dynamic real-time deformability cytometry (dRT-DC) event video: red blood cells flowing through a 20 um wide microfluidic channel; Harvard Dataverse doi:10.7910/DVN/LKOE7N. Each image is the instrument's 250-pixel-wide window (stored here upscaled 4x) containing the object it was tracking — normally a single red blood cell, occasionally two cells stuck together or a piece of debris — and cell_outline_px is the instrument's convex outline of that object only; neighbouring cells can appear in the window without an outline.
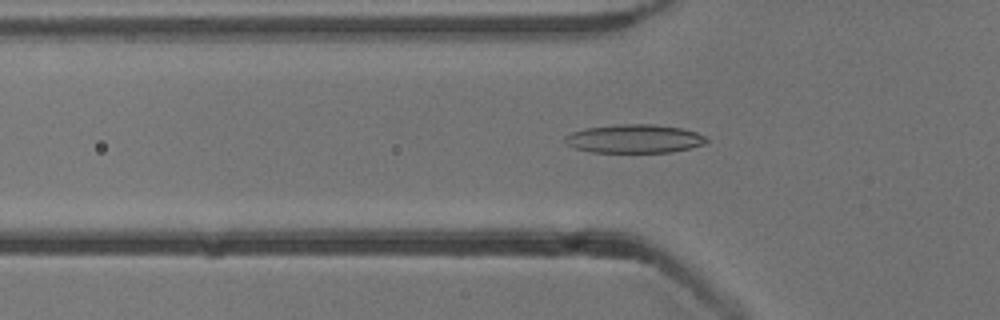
{"species": "common noctule bat (a hibernating species)", "species_latin": "Nyctalus noctula", "temperature_condition": "cold", "stored_images_in_passage": 39, "camera_frame_rate_fps": 3000, "um_per_image_px": 0.085, "animal": {"sex": "male", "body_mass_g": 13.3}, "frame": {"image": 1, "passage_image": 2, "time_ms": 0.333, "image_size_px": [1000, 320], "cell_outline_px": [[708, 140], [704, 144], [672, 152], [592, 152], [576, 148], [568, 144], [564, 140], [564, 136], [572, 132], [584, 128], [620, 124], [652, 124], [684, 128], [708, 136]], "centroid_in_image_um": [53.95, 11.78], "position_along_channel_um": 71.8, "area_um2": 23.58}}
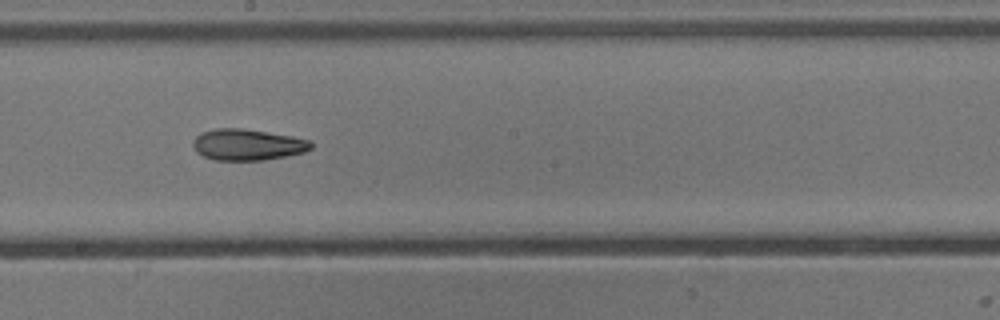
{"frame": {"image": 2, "passage_image": 14, "time_ms": 4.333, "image_size_px": [1000, 320], "cell_outline_px": [[312, 148], [304, 152], [264, 160], [216, 160], [204, 156], [196, 152], [192, 144], [192, 140], [200, 132], [216, 128], [240, 128], [292, 136], [312, 140]], "centroid_in_image_um": [21.02, 12.29], "position_along_channel_um": 227.2, "area_um2": 21.5}}
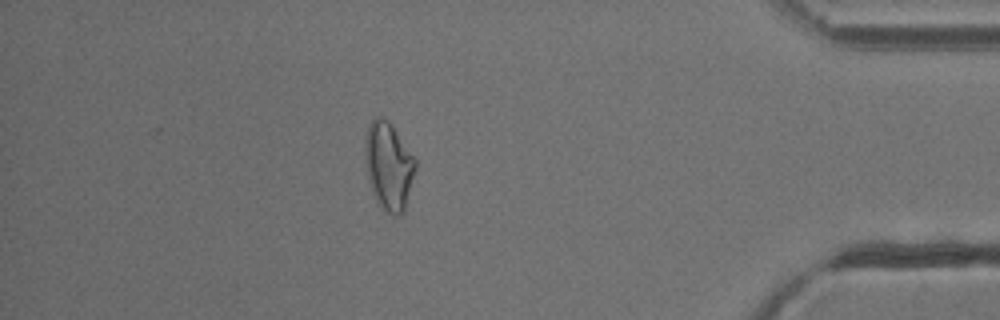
{"frame": {"image": 3, "passage_image": 31, "time_ms": 10.0, "image_size_px": [1000, 320], "cell_outline_px": [[416, 168], [404, 212], [396, 216], [384, 212], [376, 200], [368, 176], [364, 156], [364, 140], [368, 128], [372, 120], [376, 116], [380, 116], [388, 120], [392, 124], [416, 160]], "centroid_in_image_um": [33.03, 14.1], "position_along_channel_um": 402.2, "area_um2": 25.78}, "authors_computed_cell_mechanics": {"area_um2": 21.7906, "velocity_mm_per_s": 3.8511, "shape_relaxation_time_tau1_ms": 6.8181, "shape_relaxation_time_tau2_ms": 4.8686, "deformation_change_tau1": 0.1698, "deformation_change_tau2": 0.1192}}